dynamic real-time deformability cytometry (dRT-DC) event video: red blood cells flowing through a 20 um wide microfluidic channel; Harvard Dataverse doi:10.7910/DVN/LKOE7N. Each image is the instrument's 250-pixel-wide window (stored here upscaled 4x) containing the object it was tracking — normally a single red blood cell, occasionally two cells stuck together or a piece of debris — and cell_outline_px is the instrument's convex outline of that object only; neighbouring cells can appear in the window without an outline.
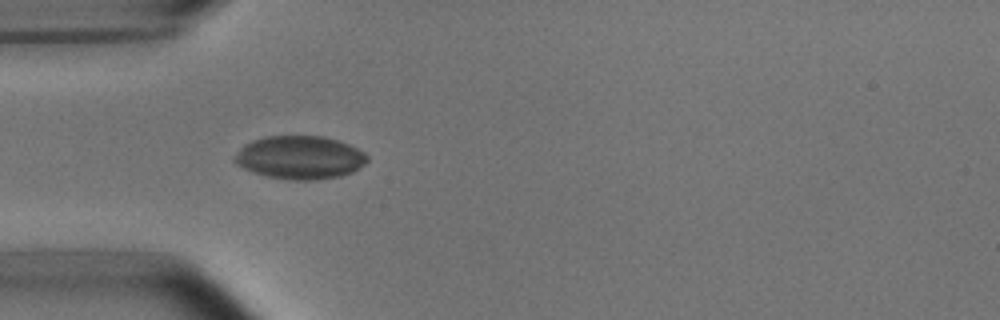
{"species": "common noctule bat (a hibernating species)", "species_latin": "Nyctalus noctula", "temperature_condition": "room temperature", "stored_images_in_passage": 12, "camera_frame_rate_fps": 3000, "um_per_image_px": 0.085, "animal": {"sex": "male", "body_mass_g": 15.6}, "frame": {"image": 1, "passage_image": 6, "time_ms": 1.667, "image_size_px": [1000, 320], "cell_outline_px": [[368, 160], [364, 164], [352, 172], [340, 176], [316, 180], [292, 180], [268, 176], [244, 168], [236, 164], [232, 160], [232, 156], [244, 144], [252, 140], [268, 136], [324, 136], [348, 144], [364, 152], [368, 156]], "centroid_in_image_um": [25.47, 13.38], "position_along_channel_um": 59.5, "area_um2": 33.35}}